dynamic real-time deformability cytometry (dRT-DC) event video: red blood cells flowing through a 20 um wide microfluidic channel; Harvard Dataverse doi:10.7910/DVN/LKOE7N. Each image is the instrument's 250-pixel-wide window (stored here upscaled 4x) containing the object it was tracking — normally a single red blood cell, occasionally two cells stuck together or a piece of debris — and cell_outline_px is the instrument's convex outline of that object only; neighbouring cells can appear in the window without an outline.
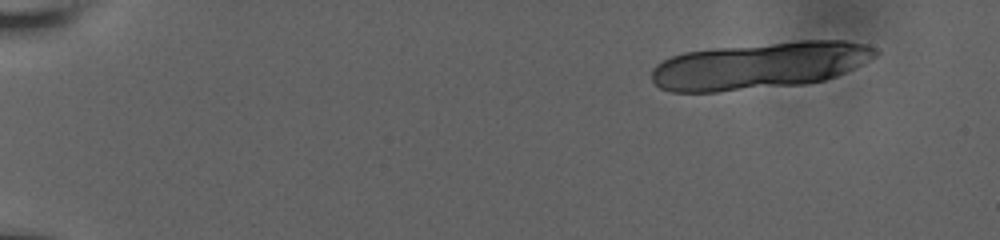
{"species": "human", "species_latin": "Homo sapiens", "temperature_condition": "room temperature", "stored_images_in_passage": 10, "segment_of_instrument_passage": [1, 2], "camera_frame_rate_fps": 3000, "um_per_image_px": 0.085, "donor": {"sex": "male"}, "frame": {"image": 1, "passage_image": 1, "time_ms": 0.0, "image_size_px": [1000, 240], "cell_outline_px": [[880, 52], [876, 56], [836, 76], [824, 80], [808, 84], [716, 92], [672, 92], [660, 88], [652, 80], [652, 68], [656, 64], [672, 56], [684, 52], [712, 48], [800, 40], [844, 40], [864, 44], [876, 48]], "centroid_in_image_um": [64.56, 5.57], "position_along_channel_um": 20.4, "area_um2": 61.44}}